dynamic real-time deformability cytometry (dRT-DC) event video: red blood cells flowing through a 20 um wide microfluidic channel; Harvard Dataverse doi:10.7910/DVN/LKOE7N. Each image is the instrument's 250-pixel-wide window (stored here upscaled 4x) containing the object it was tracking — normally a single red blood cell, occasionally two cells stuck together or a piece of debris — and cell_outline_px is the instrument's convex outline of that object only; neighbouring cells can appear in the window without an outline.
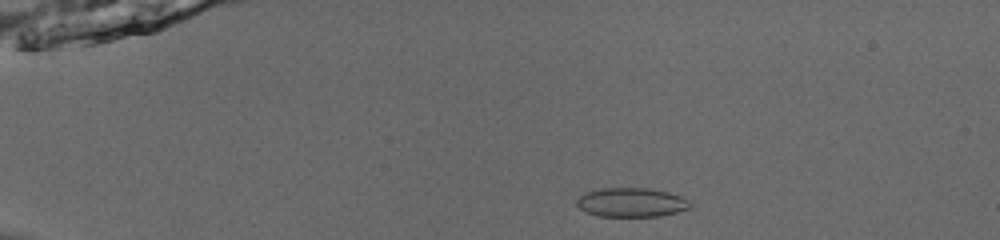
{"species": "common noctule bat (a hibernating species)", "species_latin": "Nyctalus noctula", "temperature_condition": "room temperature", "stored_images_in_passage": 44, "camera_frame_rate_fps": 3000, "um_per_image_px": 0.085, "animal": {"sex": "male", "body_mass_g": 13.0, "forearm_length_mm": 53.1}, "frame": {"image": 1, "passage_image": 2, "time_ms": 0.333, "image_size_px": [1000, 240], "cell_outline_px": [[692, 208], [660, 216], [600, 216], [584, 212], [576, 204], [576, 200], [580, 196], [588, 192], [600, 188], [648, 188], [668, 192], [680, 196], [688, 200], [692, 204]], "centroid_in_image_um": [53.68, 17.21], "position_along_channel_um": 31.3, "area_um2": 19.25}}
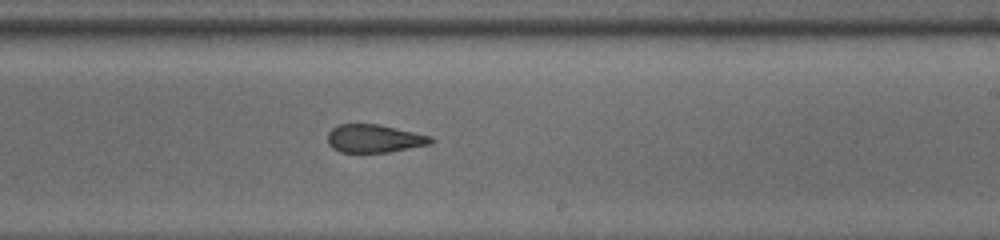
{"frame": {"image": 2, "passage_image": 25, "time_ms": 8.0, "image_size_px": [1000, 240], "cell_outline_px": [[436, 140], [432, 144], [388, 152], [340, 152], [332, 148], [328, 144], [328, 132], [332, 128], [340, 124], [380, 124], [432, 136]], "centroid_in_image_um": [31.84, 11.77], "position_along_channel_um": 257.2, "area_um2": 17.05}}
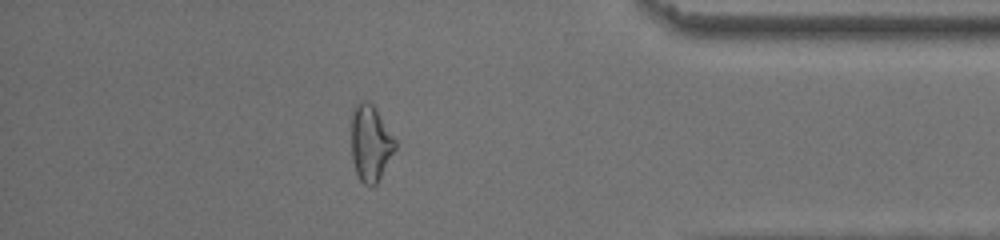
{"frame": {"image": 3, "passage_image": 38, "time_ms": 12.333, "image_size_px": [1000, 240], "cell_outline_px": [[396, 148], [376, 184], [364, 184], [360, 180], [356, 172], [352, 160], [352, 108], [360, 100], [364, 100], [372, 104], [376, 108], [396, 140]], "centroid_in_image_um": [31.49, 12.12], "position_along_channel_um": 403.7, "area_um2": 19.31}, "authors_computed_cell_mechanics": {"area_um2": 18.5827, "velocity_mm_per_s": 3.891, "shape_relaxation_time_tau1_ms": null, "shape_relaxation_time_tau2_ms": 2.1898, "deformation_change_tau1": null, "deformation_change_tau2": 0.0458}}